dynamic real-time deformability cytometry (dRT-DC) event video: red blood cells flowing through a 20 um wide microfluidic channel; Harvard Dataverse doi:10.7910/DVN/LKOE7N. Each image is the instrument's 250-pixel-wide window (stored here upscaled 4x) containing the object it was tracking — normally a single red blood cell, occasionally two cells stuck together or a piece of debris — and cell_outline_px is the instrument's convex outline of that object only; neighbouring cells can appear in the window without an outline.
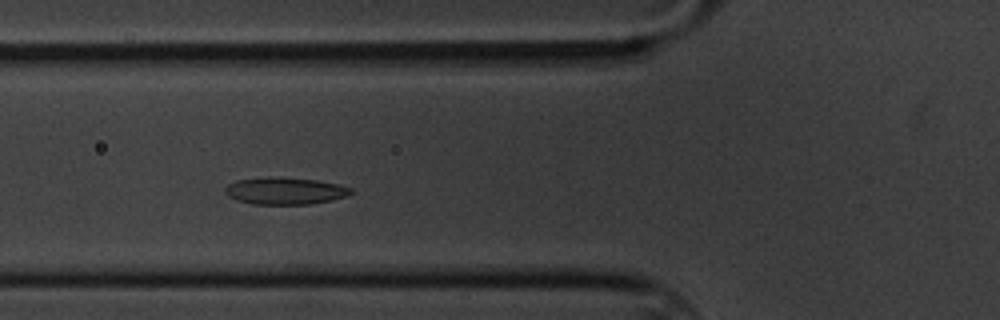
{"species": "common noctule bat (a hibernating species)", "species_latin": "Nyctalus noctula", "temperature_condition": "cold", "stored_images_in_passage": 53, "camera_frame_rate_fps": 3000, "um_per_image_px": 0.085, "animal": {"sex": "male", "body_mass_g": 20.1, "forearm_length_mm": 53.5}, "frame": {"image": 1, "passage_image": 15, "time_ms": 4.667, "image_size_px": [1000, 320], "cell_outline_px": [[352, 192], [348, 196], [332, 200], [308, 204], [252, 204], [236, 200], [228, 196], [224, 192], [224, 188], [228, 184], [236, 180], [268, 176], [272, 176], [316, 180], [340, 184], [352, 188]], "centroid_in_image_um": [24.21, 16.22], "position_along_channel_um": 101.6, "area_um2": 20.06}}
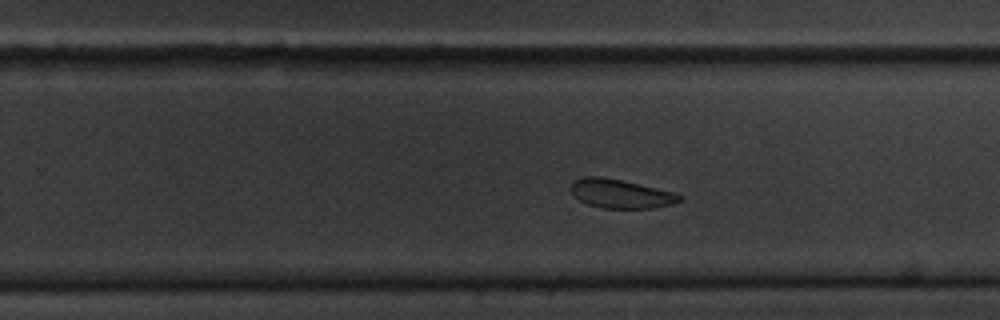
{"frame": {"image": 2, "passage_image": 31, "time_ms": 10.0, "image_size_px": [1000, 320], "cell_outline_px": [[680, 200], [672, 204], [652, 208], [600, 208], [588, 204], [580, 200], [568, 188], [576, 180], [584, 176], [600, 176], [620, 180], [676, 192], [680, 196]], "centroid_in_image_um": [52.74, 16.47], "position_along_channel_um": 277.1, "area_um2": 18.09}}
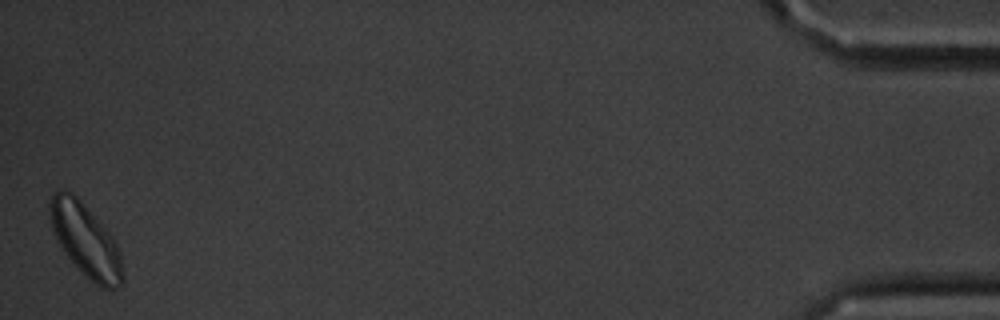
{"frame": {"image": 3, "passage_image": 53, "time_ms": 17.333, "image_size_px": [1000, 320], "cell_outline_px": [[124, 280], [116, 288], [100, 288], [60, 248], [52, 232], [48, 208], [48, 204], [52, 192], [60, 188], [64, 188], [72, 192], [80, 200], [112, 236], [120, 252], [124, 276]], "centroid_in_image_um": [7.23, 20.36], "position_along_channel_um": 428.0, "area_um2": 30.81}, "authors_computed_cell_mechanics": {"area_um2": 20.0566, "velocity_mm_per_s": 3.2869, "shape_relaxation_time_tau1_ms": 2.849, "shape_relaxation_time_tau2_ms": 5.9881, "deformation_change_tau1": 0.068, "deformation_change_tau2": 0.1097}}